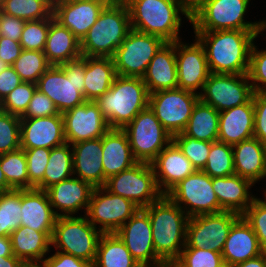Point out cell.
Returning a JSON list of instances; mask_svg holds the SVG:
<instances>
[{
  "label": "cell",
  "mask_w": 266,
  "mask_h": 267,
  "mask_svg": "<svg viewBox=\"0 0 266 267\" xmlns=\"http://www.w3.org/2000/svg\"><path fill=\"white\" fill-rule=\"evenodd\" d=\"M204 47L211 73L248 74L256 31L218 30L194 32Z\"/></svg>",
  "instance_id": "6da1fadb"
},
{
  "label": "cell",
  "mask_w": 266,
  "mask_h": 267,
  "mask_svg": "<svg viewBox=\"0 0 266 267\" xmlns=\"http://www.w3.org/2000/svg\"><path fill=\"white\" fill-rule=\"evenodd\" d=\"M143 209L150 217L155 253L163 261L176 260L186 245L190 217L167 195Z\"/></svg>",
  "instance_id": "7a4b0ae2"
},
{
  "label": "cell",
  "mask_w": 266,
  "mask_h": 267,
  "mask_svg": "<svg viewBox=\"0 0 266 267\" xmlns=\"http://www.w3.org/2000/svg\"><path fill=\"white\" fill-rule=\"evenodd\" d=\"M130 14L131 29L162 38L179 41L181 17L191 20V13L175 0H125Z\"/></svg>",
  "instance_id": "3957f363"
},
{
  "label": "cell",
  "mask_w": 266,
  "mask_h": 267,
  "mask_svg": "<svg viewBox=\"0 0 266 267\" xmlns=\"http://www.w3.org/2000/svg\"><path fill=\"white\" fill-rule=\"evenodd\" d=\"M95 102L110 129H123L148 107L149 92L141 77L117 75L111 88Z\"/></svg>",
  "instance_id": "277c9868"
},
{
  "label": "cell",
  "mask_w": 266,
  "mask_h": 267,
  "mask_svg": "<svg viewBox=\"0 0 266 267\" xmlns=\"http://www.w3.org/2000/svg\"><path fill=\"white\" fill-rule=\"evenodd\" d=\"M85 71L86 56L59 66L51 65L37 81V89L48 96L63 114L86 101Z\"/></svg>",
  "instance_id": "5b68a950"
},
{
  "label": "cell",
  "mask_w": 266,
  "mask_h": 267,
  "mask_svg": "<svg viewBox=\"0 0 266 267\" xmlns=\"http://www.w3.org/2000/svg\"><path fill=\"white\" fill-rule=\"evenodd\" d=\"M130 30V14L125 2L105 6L80 41L82 56L112 58Z\"/></svg>",
  "instance_id": "8992f818"
},
{
  "label": "cell",
  "mask_w": 266,
  "mask_h": 267,
  "mask_svg": "<svg viewBox=\"0 0 266 267\" xmlns=\"http://www.w3.org/2000/svg\"><path fill=\"white\" fill-rule=\"evenodd\" d=\"M250 0H195L190 22L194 32L256 31L257 22L244 21Z\"/></svg>",
  "instance_id": "52a82bcc"
},
{
  "label": "cell",
  "mask_w": 266,
  "mask_h": 267,
  "mask_svg": "<svg viewBox=\"0 0 266 267\" xmlns=\"http://www.w3.org/2000/svg\"><path fill=\"white\" fill-rule=\"evenodd\" d=\"M87 217L59 216L56 218L51 244L62 253L85 261H95L99 239L103 234Z\"/></svg>",
  "instance_id": "ba28073f"
},
{
  "label": "cell",
  "mask_w": 266,
  "mask_h": 267,
  "mask_svg": "<svg viewBox=\"0 0 266 267\" xmlns=\"http://www.w3.org/2000/svg\"><path fill=\"white\" fill-rule=\"evenodd\" d=\"M128 137L132 154L138 162L151 163L172 141V135L163 127L149 108L138 115L123 128Z\"/></svg>",
  "instance_id": "9c48e42d"
},
{
  "label": "cell",
  "mask_w": 266,
  "mask_h": 267,
  "mask_svg": "<svg viewBox=\"0 0 266 267\" xmlns=\"http://www.w3.org/2000/svg\"><path fill=\"white\" fill-rule=\"evenodd\" d=\"M104 187L111 193L131 200L139 208L158 201L164 194L159 190L151 163L138 162L106 180Z\"/></svg>",
  "instance_id": "30bf717a"
},
{
  "label": "cell",
  "mask_w": 266,
  "mask_h": 267,
  "mask_svg": "<svg viewBox=\"0 0 266 267\" xmlns=\"http://www.w3.org/2000/svg\"><path fill=\"white\" fill-rule=\"evenodd\" d=\"M165 43L160 37L131 29L112 57L116 74L142 78L150 61Z\"/></svg>",
  "instance_id": "8fae6325"
},
{
  "label": "cell",
  "mask_w": 266,
  "mask_h": 267,
  "mask_svg": "<svg viewBox=\"0 0 266 267\" xmlns=\"http://www.w3.org/2000/svg\"><path fill=\"white\" fill-rule=\"evenodd\" d=\"M198 101V93L176 88L149 94L148 106L173 136L185 130Z\"/></svg>",
  "instance_id": "7c38bea8"
},
{
  "label": "cell",
  "mask_w": 266,
  "mask_h": 267,
  "mask_svg": "<svg viewBox=\"0 0 266 267\" xmlns=\"http://www.w3.org/2000/svg\"><path fill=\"white\" fill-rule=\"evenodd\" d=\"M240 217L231 211L190 217L184 248L210 249L222 253L229 231Z\"/></svg>",
  "instance_id": "4fadbf2b"
},
{
  "label": "cell",
  "mask_w": 266,
  "mask_h": 267,
  "mask_svg": "<svg viewBox=\"0 0 266 267\" xmlns=\"http://www.w3.org/2000/svg\"><path fill=\"white\" fill-rule=\"evenodd\" d=\"M240 79V80H239ZM248 74L210 73L199 100L212 106L218 112L246 104L253 97Z\"/></svg>",
  "instance_id": "5bb4252c"
},
{
  "label": "cell",
  "mask_w": 266,
  "mask_h": 267,
  "mask_svg": "<svg viewBox=\"0 0 266 267\" xmlns=\"http://www.w3.org/2000/svg\"><path fill=\"white\" fill-rule=\"evenodd\" d=\"M166 195L182 209L181 204L183 203L187 207L191 206L186 211L189 217L224 211L213 190L212 178L202 170H196L193 174L188 175Z\"/></svg>",
  "instance_id": "9a60e30c"
},
{
  "label": "cell",
  "mask_w": 266,
  "mask_h": 267,
  "mask_svg": "<svg viewBox=\"0 0 266 267\" xmlns=\"http://www.w3.org/2000/svg\"><path fill=\"white\" fill-rule=\"evenodd\" d=\"M138 209L131 200L99 187L93 190L86 217L94 227L96 223L102 225L99 229L102 233H115Z\"/></svg>",
  "instance_id": "2e32d148"
},
{
  "label": "cell",
  "mask_w": 266,
  "mask_h": 267,
  "mask_svg": "<svg viewBox=\"0 0 266 267\" xmlns=\"http://www.w3.org/2000/svg\"><path fill=\"white\" fill-rule=\"evenodd\" d=\"M115 233L141 267H160L164 262L155 253L150 217L143 208H139Z\"/></svg>",
  "instance_id": "e0dca14e"
},
{
  "label": "cell",
  "mask_w": 266,
  "mask_h": 267,
  "mask_svg": "<svg viewBox=\"0 0 266 267\" xmlns=\"http://www.w3.org/2000/svg\"><path fill=\"white\" fill-rule=\"evenodd\" d=\"M62 115L66 143L101 138L110 129L95 101H85Z\"/></svg>",
  "instance_id": "ac0fdd59"
},
{
  "label": "cell",
  "mask_w": 266,
  "mask_h": 267,
  "mask_svg": "<svg viewBox=\"0 0 266 267\" xmlns=\"http://www.w3.org/2000/svg\"><path fill=\"white\" fill-rule=\"evenodd\" d=\"M176 69L178 88L196 93L210 75L204 47L196 39L191 45L175 42Z\"/></svg>",
  "instance_id": "d6986e66"
},
{
  "label": "cell",
  "mask_w": 266,
  "mask_h": 267,
  "mask_svg": "<svg viewBox=\"0 0 266 267\" xmlns=\"http://www.w3.org/2000/svg\"><path fill=\"white\" fill-rule=\"evenodd\" d=\"M105 6L96 0H53V15L81 41Z\"/></svg>",
  "instance_id": "ffe728a7"
},
{
  "label": "cell",
  "mask_w": 266,
  "mask_h": 267,
  "mask_svg": "<svg viewBox=\"0 0 266 267\" xmlns=\"http://www.w3.org/2000/svg\"><path fill=\"white\" fill-rule=\"evenodd\" d=\"M20 141L22 149H52L65 144L63 115L21 119Z\"/></svg>",
  "instance_id": "44dd1931"
},
{
  "label": "cell",
  "mask_w": 266,
  "mask_h": 267,
  "mask_svg": "<svg viewBox=\"0 0 266 267\" xmlns=\"http://www.w3.org/2000/svg\"><path fill=\"white\" fill-rule=\"evenodd\" d=\"M151 166L154 170L158 188L164 195L177 183L196 171L191 161L173 141L157 155L151 162ZM162 186L164 189L161 188Z\"/></svg>",
  "instance_id": "7402d4cb"
},
{
  "label": "cell",
  "mask_w": 266,
  "mask_h": 267,
  "mask_svg": "<svg viewBox=\"0 0 266 267\" xmlns=\"http://www.w3.org/2000/svg\"><path fill=\"white\" fill-rule=\"evenodd\" d=\"M59 216L62 214L52 209L46 190L21 189V226L39 232H53Z\"/></svg>",
  "instance_id": "603a6c76"
},
{
  "label": "cell",
  "mask_w": 266,
  "mask_h": 267,
  "mask_svg": "<svg viewBox=\"0 0 266 267\" xmlns=\"http://www.w3.org/2000/svg\"><path fill=\"white\" fill-rule=\"evenodd\" d=\"M94 187L77 177L55 183L46 189L50 204L64 212L62 216H71L82 207L87 211Z\"/></svg>",
  "instance_id": "cb8c5ba5"
},
{
  "label": "cell",
  "mask_w": 266,
  "mask_h": 267,
  "mask_svg": "<svg viewBox=\"0 0 266 267\" xmlns=\"http://www.w3.org/2000/svg\"><path fill=\"white\" fill-rule=\"evenodd\" d=\"M262 253L255 232L241 216L232 225L221 253L225 266L233 267Z\"/></svg>",
  "instance_id": "d4e9b609"
},
{
  "label": "cell",
  "mask_w": 266,
  "mask_h": 267,
  "mask_svg": "<svg viewBox=\"0 0 266 267\" xmlns=\"http://www.w3.org/2000/svg\"><path fill=\"white\" fill-rule=\"evenodd\" d=\"M73 174L94 188L104 187L102 137L72 144Z\"/></svg>",
  "instance_id": "484cf974"
},
{
  "label": "cell",
  "mask_w": 266,
  "mask_h": 267,
  "mask_svg": "<svg viewBox=\"0 0 266 267\" xmlns=\"http://www.w3.org/2000/svg\"><path fill=\"white\" fill-rule=\"evenodd\" d=\"M102 152L104 185L109 177L128 170L138 163L123 129H109L102 136Z\"/></svg>",
  "instance_id": "4316f807"
},
{
  "label": "cell",
  "mask_w": 266,
  "mask_h": 267,
  "mask_svg": "<svg viewBox=\"0 0 266 267\" xmlns=\"http://www.w3.org/2000/svg\"><path fill=\"white\" fill-rule=\"evenodd\" d=\"M251 137H254L253 98L246 104L219 112V142L233 146Z\"/></svg>",
  "instance_id": "83f0119b"
},
{
  "label": "cell",
  "mask_w": 266,
  "mask_h": 267,
  "mask_svg": "<svg viewBox=\"0 0 266 267\" xmlns=\"http://www.w3.org/2000/svg\"><path fill=\"white\" fill-rule=\"evenodd\" d=\"M149 94L178 88L175 42H166L154 55L142 77Z\"/></svg>",
  "instance_id": "f1b7e54d"
},
{
  "label": "cell",
  "mask_w": 266,
  "mask_h": 267,
  "mask_svg": "<svg viewBox=\"0 0 266 267\" xmlns=\"http://www.w3.org/2000/svg\"><path fill=\"white\" fill-rule=\"evenodd\" d=\"M52 234L53 232H39L27 226H19L10 235L13 255L25 265L41 266L44 255L50 249Z\"/></svg>",
  "instance_id": "f546056e"
},
{
  "label": "cell",
  "mask_w": 266,
  "mask_h": 267,
  "mask_svg": "<svg viewBox=\"0 0 266 267\" xmlns=\"http://www.w3.org/2000/svg\"><path fill=\"white\" fill-rule=\"evenodd\" d=\"M232 149L236 175L250 180L253 184L264 178L266 166L265 145L255 137H251L234 144Z\"/></svg>",
  "instance_id": "4dcf8cb0"
},
{
  "label": "cell",
  "mask_w": 266,
  "mask_h": 267,
  "mask_svg": "<svg viewBox=\"0 0 266 267\" xmlns=\"http://www.w3.org/2000/svg\"><path fill=\"white\" fill-rule=\"evenodd\" d=\"M253 183L239 175L212 178V187L219 205L224 211L242 215L252 204L255 197H250L248 189Z\"/></svg>",
  "instance_id": "1f68e13d"
},
{
  "label": "cell",
  "mask_w": 266,
  "mask_h": 267,
  "mask_svg": "<svg viewBox=\"0 0 266 267\" xmlns=\"http://www.w3.org/2000/svg\"><path fill=\"white\" fill-rule=\"evenodd\" d=\"M43 52L48 62L55 66L82 56L78 38L55 19L50 23Z\"/></svg>",
  "instance_id": "d6a6232c"
},
{
  "label": "cell",
  "mask_w": 266,
  "mask_h": 267,
  "mask_svg": "<svg viewBox=\"0 0 266 267\" xmlns=\"http://www.w3.org/2000/svg\"><path fill=\"white\" fill-rule=\"evenodd\" d=\"M117 76L114 62L110 57L86 56L84 98L96 101L112 86Z\"/></svg>",
  "instance_id": "836d02e7"
},
{
  "label": "cell",
  "mask_w": 266,
  "mask_h": 267,
  "mask_svg": "<svg viewBox=\"0 0 266 267\" xmlns=\"http://www.w3.org/2000/svg\"><path fill=\"white\" fill-rule=\"evenodd\" d=\"M96 267H141L116 233H103L99 239Z\"/></svg>",
  "instance_id": "e575fe53"
},
{
  "label": "cell",
  "mask_w": 266,
  "mask_h": 267,
  "mask_svg": "<svg viewBox=\"0 0 266 267\" xmlns=\"http://www.w3.org/2000/svg\"><path fill=\"white\" fill-rule=\"evenodd\" d=\"M183 132L197 140L218 141L219 112L199 100L193 108L192 115Z\"/></svg>",
  "instance_id": "d590c367"
},
{
  "label": "cell",
  "mask_w": 266,
  "mask_h": 267,
  "mask_svg": "<svg viewBox=\"0 0 266 267\" xmlns=\"http://www.w3.org/2000/svg\"><path fill=\"white\" fill-rule=\"evenodd\" d=\"M70 144L50 149L48 164L43 177V190L55 183L71 178L73 175V153L70 152Z\"/></svg>",
  "instance_id": "8d00e7d4"
},
{
  "label": "cell",
  "mask_w": 266,
  "mask_h": 267,
  "mask_svg": "<svg viewBox=\"0 0 266 267\" xmlns=\"http://www.w3.org/2000/svg\"><path fill=\"white\" fill-rule=\"evenodd\" d=\"M0 11L25 21L46 19L53 15V0H0Z\"/></svg>",
  "instance_id": "74e56055"
},
{
  "label": "cell",
  "mask_w": 266,
  "mask_h": 267,
  "mask_svg": "<svg viewBox=\"0 0 266 267\" xmlns=\"http://www.w3.org/2000/svg\"><path fill=\"white\" fill-rule=\"evenodd\" d=\"M21 226V189L0 191V237H10Z\"/></svg>",
  "instance_id": "f35d334b"
},
{
  "label": "cell",
  "mask_w": 266,
  "mask_h": 267,
  "mask_svg": "<svg viewBox=\"0 0 266 267\" xmlns=\"http://www.w3.org/2000/svg\"><path fill=\"white\" fill-rule=\"evenodd\" d=\"M0 166L13 189H29L27 159L22 148L0 155Z\"/></svg>",
  "instance_id": "ab89813d"
},
{
  "label": "cell",
  "mask_w": 266,
  "mask_h": 267,
  "mask_svg": "<svg viewBox=\"0 0 266 267\" xmlns=\"http://www.w3.org/2000/svg\"><path fill=\"white\" fill-rule=\"evenodd\" d=\"M211 178L235 174L232 145L212 142L205 167L202 170Z\"/></svg>",
  "instance_id": "60d3db41"
},
{
  "label": "cell",
  "mask_w": 266,
  "mask_h": 267,
  "mask_svg": "<svg viewBox=\"0 0 266 267\" xmlns=\"http://www.w3.org/2000/svg\"><path fill=\"white\" fill-rule=\"evenodd\" d=\"M12 66L23 82L36 84L51 64L44 52L23 49Z\"/></svg>",
  "instance_id": "b9f144b4"
},
{
  "label": "cell",
  "mask_w": 266,
  "mask_h": 267,
  "mask_svg": "<svg viewBox=\"0 0 266 267\" xmlns=\"http://www.w3.org/2000/svg\"><path fill=\"white\" fill-rule=\"evenodd\" d=\"M172 141L182 153L191 161L196 170H203L210 152L211 143L187 136L184 132L172 136Z\"/></svg>",
  "instance_id": "7bdbcfd3"
},
{
  "label": "cell",
  "mask_w": 266,
  "mask_h": 267,
  "mask_svg": "<svg viewBox=\"0 0 266 267\" xmlns=\"http://www.w3.org/2000/svg\"><path fill=\"white\" fill-rule=\"evenodd\" d=\"M54 19V15H52L50 18L46 19L26 21L20 37V45L22 49L43 52L50 23Z\"/></svg>",
  "instance_id": "ee69618b"
},
{
  "label": "cell",
  "mask_w": 266,
  "mask_h": 267,
  "mask_svg": "<svg viewBox=\"0 0 266 267\" xmlns=\"http://www.w3.org/2000/svg\"><path fill=\"white\" fill-rule=\"evenodd\" d=\"M21 118L0 110V155L21 148Z\"/></svg>",
  "instance_id": "f6af8a7d"
},
{
  "label": "cell",
  "mask_w": 266,
  "mask_h": 267,
  "mask_svg": "<svg viewBox=\"0 0 266 267\" xmlns=\"http://www.w3.org/2000/svg\"><path fill=\"white\" fill-rule=\"evenodd\" d=\"M176 261L183 267H226L221 253L202 248H183Z\"/></svg>",
  "instance_id": "bcb514c9"
},
{
  "label": "cell",
  "mask_w": 266,
  "mask_h": 267,
  "mask_svg": "<svg viewBox=\"0 0 266 267\" xmlns=\"http://www.w3.org/2000/svg\"><path fill=\"white\" fill-rule=\"evenodd\" d=\"M35 83L23 82L0 103V110L21 117L36 91Z\"/></svg>",
  "instance_id": "7dc6e473"
},
{
  "label": "cell",
  "mask_w": 266,
  "mask_h": 267,
  "mask_svg": "<svg viewBox=\"0 0 266 267\" xmlns=\"http://www.w3.org/2000/svg\"><path fill=\"white\" fill-rule=\"evenodd\" d=\"M23 150L27 159L29 189L37 188L43 190V177L48 164L50 149L33 148Z\"/></svg>",
  "instance_id": "c3c4849f"
},
{
  "label": "cell",
  "mask_w": 266,
  "mask_h": 267,
  "mask_svg": "<svg viewBox=\"0 0 266 267\" xmlns=\"http://www.w3.org/2000/svg\"><path fill=\"white\" fill-rule=\"evenodd\" d=\"M241 216L255 232L262 251L266 252V197L265 201L254 198Z\"/></svg>",
  "instance_id": "681fc988"
},
{
  "label": "cell",
  "mask_w": 266,
  "mask_h": 267,
  "mask_svg": "<svg viewBox=\"0 0 266 267\" xmlns=\"http://www.w3.org/2000/svg\"><path fill=\"white\" fill-rule=\"evenodd\" d=\"M248 77L253 81L254 92H266V50L258 51L254 43L250 51Z\"/></svg>",
  "instance_id": "f907efd6"
},
{
  "label": "cell",
  "mask_w": 266,
  "mask_h": 267,
  "mask_svg": "<svg viewBox=\"0 0 266 267\" xmlns=\"http://www.w3.org/2000/svg\"><path fill=\"white\" fill-rule=\"evenodd\" d=\"M58 114H60V112L53 101L44 93L36 89L25 113L20 118L49 117Z\"/></svg>",
  "instance_id": "816d5d0a"
},
{
  "label": "cell",
  "mask_w": 266,
  "mask_h": 267,
  "mask_svg": "<svg viewBox=\"0 0 266 267\" xmlns=\"http://www.w3.org/2000/svg\"><path fill=\"white\" fill-rule=\"evenodd\" d=\"M254 137L266 146V92L253 93Z\"/></svg>",
  "instance_id": "f5cc1de1"
},
{
  "label": "cell",
  "mask_w": 266,
  "mask_h": 267,
  "mask_svg": "<svg viewBox=\"0 0 266 267\" xmlns=\"http://www.w3.org/2000/svg\"><path fill=\"white\" fill-rule=\"evenodd\" d=\"M25 20L0 11V37L20 42Z\"/></svg>",
  "instance_id": "db71d44e"
},
{
  "label": "cell",
  "mask_w": 266,
  "mask_h": 267,
  "mask_svg": "<svg viewBox=\"0 0 266 267\" xmlns=\"http://www.w3.org/2000/svg\"><path fill=\"white\" fill-rule=\"evenodd\" d=\"M21 83H23V81L15 72L13 66H8L3 70L2 73H0V103Z\"/></svg>",
  "instance_id": "11a10c76"
},
{
  "label": "cell",
  "mask_w": 266,
  "mask_h": 267,
  "mask_svg": "<svg viewBox=\"0 0 266 267\" xmlns=\"http://www.w3.org/2000/svg\"><path fill=\"white\" fill-rule=\"evenodd\" d=\"M22 47L20 42L0 37V59L8 66H12L20 56Z\"/></svg>",
  "instance_id": "9f6ffc18"
},
{
  "label": "cell",
  "mask_w": 266,
  "mask_h": 267,
  "mask_svg": "<svg viewBox=\"0 0 266 267\" xmlns=\"http://www.w3.org/2000/svg\"><path fill=\"white\" fill-rule=\"evenodd\" d=\"M40 267H76V257L57 250L53 256L44 259Z\"/></svg>",
  "instance_id": "6f0895ef"
},
{
  "label": "cell",
  "mask_w": 266,
  "mask_h": 267,
  "mask_svg": "<svg viewBox=\"0 0 266 267\" xmlns=\"http://www.w3.org/2000/svg\"><path fill=\"white\" fill-rule=\"evenodd\" d=\"M233 267H266V252H263L255 258L236 264Z\"/></svg>",
  "instance_id": "680465c9"
},
{
  "label": "cell",
  "mask_w": 266,
  "mask_h": 267,
  "mask_svg": "<svg viewBox=\"0 0 266 267\" xmlns=\"http://www.w3.org/2000/svg\"><path fill=\"white\" fill-rule=\"evenodd\" d=\"M25 264L15 255L0 256V267H24Z\"/></svg>",
  "instance_id": "91938a15"
},
{
  "label": "cell",
  "mask_w": 266,
  "mask_h": 267,
  "mask_svg": "<svg viewBox=\"0 0 266 267\" xmlns=\"http://www.w3.org/2000/svg\"><path fill=\"white\" fill-rule=\"evenodd\" d=\"M12 245L10 237H0V256H12Z\"/></svg>",
  "instance_id": "94428289"
},
{
  "label": "cell",
  "mask_w": 266,
  "mask_h": 267,
  "mask_svg": "<svg viewBox=\"0 0 266 267\" xmlns=\"http://www.w3.org/2000/svg\"><path fill=\"white\" fill-rule=\"evenodd\" d=\"M13 188L7 183L4 173L0 166V191H9Z\"/></svg>",
  "instance_id": "6125c7cd"
},
{
  "label": "cell",
  "mask_w": 266,
  "mask_h": 267,
  "mask_svg": "<svg viewBox=\"0 0 266 267\" xmlns=\"http://www.w3.org/2000/svg\"><path fill=\"white\" fill-rule=\"evenodd\" d=\"M76 267H96L95 261H85L76 257Z\"/></svg>",
  "instance_id": "be15d7a7"
},
{
  "label": "cell",
  "mask_w": 266,
  "mask_h": 267,
  "mask_svg": "<svg viewBox=\"0 0 266 267\" xmlns=\"http://www.w3.org/2000/svg\"><path fill=\"white\" fill-rule=\"evenodd\" d=\"M181 3L190 13H192L194 2L192 0H175Z\"/></svg>",
  "instance_id": "e7e4bbea"
},
{
  "label": "cell",
  "mask_w": 266,
  "mask_h": 267,
  "mask_svg": "<svg viewBox=\"0 0 266 267\" xmlns=\"http://www.w3.org/2000/svg\"><path fill=\"white\" fill-rule=\"evenodd\" d=\"M160 267H183L176 260H167L164 261Z\"/></svg>",
  "instance_id": "03108f58"
},
{
  "label": "cell",
  "mask_w": 266,
  "mask_h": 267,
  "mask_svg": "<svg viewBox=\"0 0 266 267\" xmlns=\"http://www.w3.org/2000/svg\"><path fill=\"white\" fill-rule=\"evenodd\" d=\"M103 3L106 6L116 5L125 2V0H96Z\"/></svg>",
  "instance_id": "003e7915"
},
{
  "label": "cell",
  "mask_w": 266,
  "mask_h": 267,
  "mask_svg": "<svg viewBox=\"0 0 266 267\" xmlns=\"http://www.w3.org/2000/svg\"><path fill=\"white\" fill-rule=\"evenodd\" d=\"M266 29V21L257 22L256 37L261 31Z\"/></svg>",
  "instance_id": "a7ac6f4b"
},
{
  "label": "cell",
  "mask_w": 266,
  "mask_h": 267,
  "mask_svg": "<svg viewBox=\"0 0 266 267\" xmlns=\"http://www.w3.org/2000/svg\"><path fill=\"white\" fill-rule=\"evenodd\" d=\"M7 67L8 65L0 59V73H2V71L5 70Z\"/></svg>",
  "instance_id": "89a4df30"
},
{
  "label": "cell",
  "mask_w": 266,
  "mask_h": 267,
  "mask_svg": "<svg viewBox=\"0 0 266 267\" xmlns=\"http://www.w3.org/2000/svg\"><path fill=\"white\" fill-rule=\"evenodd\" d=\"M24 267H40V265L35 266V265H25Z\"/></svg>",
  "instance_id": "2644e50d"
},
{
  "label": "cell",
  "mask_w": 266,
  "mask_h": 267,
  "mask_svg": "<svg viewBox=\"0 0 266 267\" xmlns=\"http://www.w3.org/2000/svg\"><path fill=\"white\" fill-rule=\"evenodd\" d=\"M266 176V166H265V174H264V177ZM265 194H266V192H265ZM265 197H266V195H265Z\"/></svg>",
  "instance_id": "8c879c8a"
}]
</instances>
